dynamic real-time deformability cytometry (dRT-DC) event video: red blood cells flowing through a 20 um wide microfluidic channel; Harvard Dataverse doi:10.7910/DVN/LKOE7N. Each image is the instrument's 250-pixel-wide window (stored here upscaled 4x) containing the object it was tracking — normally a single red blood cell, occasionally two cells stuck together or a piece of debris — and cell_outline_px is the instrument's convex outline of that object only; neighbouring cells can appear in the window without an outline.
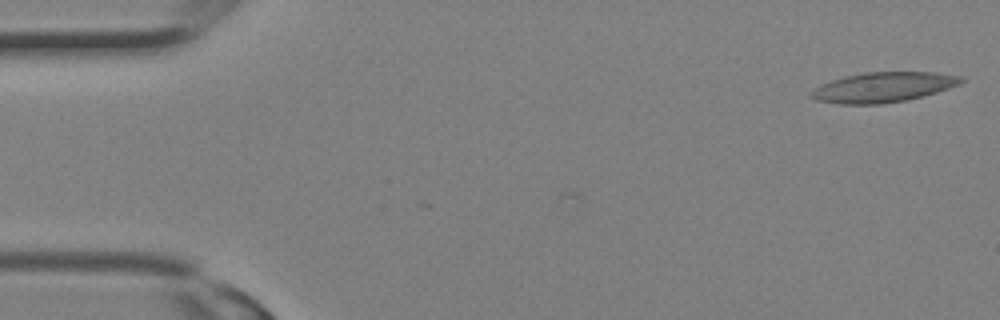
{"species": "Egyptian fruit bat (a non-hibernating species)", "species_latin": "Rousettus aegyptiacus", "temperature_condition": "room temperature", "stored_images_in_passage": 4, "camera_frame_rate_fps": 3000, "um_per_image_px": 0.085, "animal": {"sex": "female"}, "frame": {"image": 1, "passage_image": 1, "time_ms": 0.0, "image_size_px": [1000, 320], "cell_outline_px": [[964, 80], [960, 84], [936, 92], [908, 100], [880, 104], [836, 104], [816, 100], [812, 96], [812, 92], [820, 84], [844, 76], [864, 72], [936, 72], [960, 76]], "centroid_in_image_um": [75.07, 7.41], "position_along_channel_um": 9.9, "area_um2": 26.13}}